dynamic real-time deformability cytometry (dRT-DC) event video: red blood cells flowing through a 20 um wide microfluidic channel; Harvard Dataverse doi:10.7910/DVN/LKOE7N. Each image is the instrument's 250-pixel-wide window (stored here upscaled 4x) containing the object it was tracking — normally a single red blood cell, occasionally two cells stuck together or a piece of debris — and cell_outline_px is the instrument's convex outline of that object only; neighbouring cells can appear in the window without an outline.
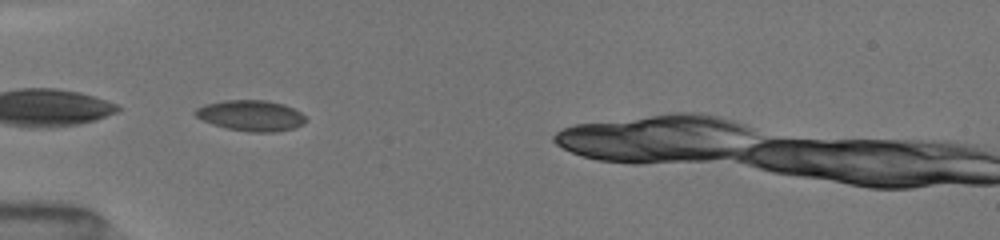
{"species": "common noctule bat (a hibernating species)", "species_latin": "Nyctalus noctula", "temperature_condition": "room temperature", "stored_images_in_passage": 10, "camera_frame_rate_fps": 3000, "um_per_image_px": 0.085, "animal": {"sex": "female", "body_mass_g": 19.5, "forearm_length_mm": 54.1}, "frame": {"image": 1, "passage_image": 7, "time_ms": 4.0, "image_size_px": [1000, 240], "cell_outline_px": [[304, 120], [300, 124], [292, 128], [272, 132], [248, 132], [228, 128], [212, 124], [196, 116], [196, 108], [208, 104], [228, 100], [264, 100], [284, 104], [300, 112], [304, 116]], "centroid_in_image_um": [21.32, 9.82], "position_along_channel_um": 63.7, "area_um2": 19.25}}
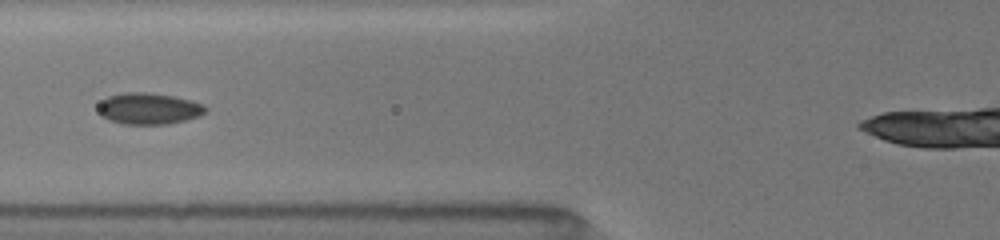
{"frame": {"image": 2, "passage_image": 9, "time_ms": 5.333, "image_size_px": [1000, 240], "cell_outline_px": [[204, 112], [200, 116], [168, 124], [124, 124], [112, 120], [104, 116], [100, 112], [100, 104], [108, 96], [124, 92], [144, 92], [172, 96], [188, 100], [200, 104], [204, 108]], "centroid_in_image_um": [12.64, 9.23], "position_along_channel_um": 113.2, "area_um2": 18.96}}